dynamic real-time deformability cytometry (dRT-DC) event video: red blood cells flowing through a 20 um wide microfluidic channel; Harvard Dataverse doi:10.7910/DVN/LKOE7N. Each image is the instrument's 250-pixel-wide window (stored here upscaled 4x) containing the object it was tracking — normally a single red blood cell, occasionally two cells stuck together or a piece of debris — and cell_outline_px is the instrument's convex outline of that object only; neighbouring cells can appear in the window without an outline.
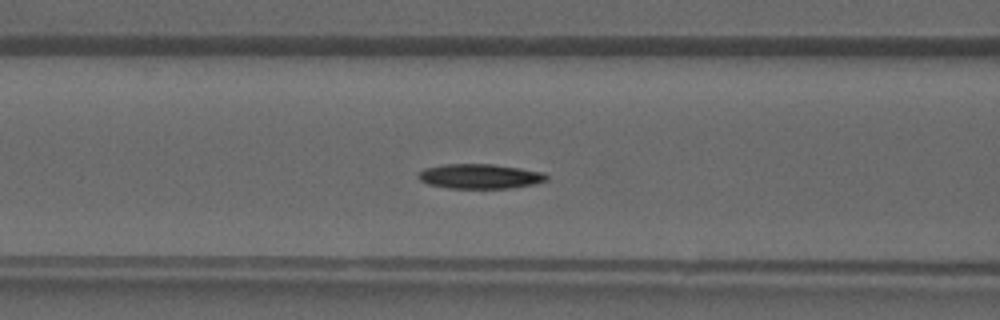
{"species": "common noctule bat (a hibernating species)", "species_latin": "Nyctalus noctula", "temperature_condition": "warm", "stored_images_in_passage": 39, "camera_frame_rate_fps": 3000, "um_per_image_px": 0.085, "animal": {"sex": "male", "forearm_length_mm": 52.5}, "frame": {"image": 1, "passage_image": 15, "time_ms": 4.667, "image_size_px": [1000, 320], "cell_outline_px": [[548, 180], [532, 184], [508, 188], [448, 188], [428, 184], [420, 180], [416, 176], [424, 168], [444, 164], [492, 164], [520, 168], [544, 172], [548, 176]], "centroid_in_image_um": [40.77, 14.98], "position_along_channel_um": 125.8, "area_um2": 18.44}}
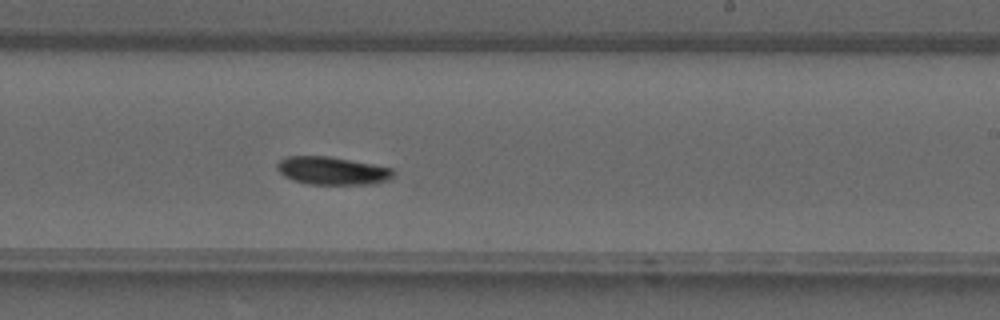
{"frame": {"image": 2, "passage_image": 23, "time_ms": 7.333, "image_size_px": [1000, 320], "cell_outline_px": [[396, 172], [388, 180], [372, 184], [308, 184], [292, 180], [284, 176], [276, 168], [276, 164], [284, 156], [328, 156], [372, 164], [392, 168]], "centroid_in_image_um": [28.22, 14.51], "position_along_channel_um": 260.8, "area_um2": 18.96}}
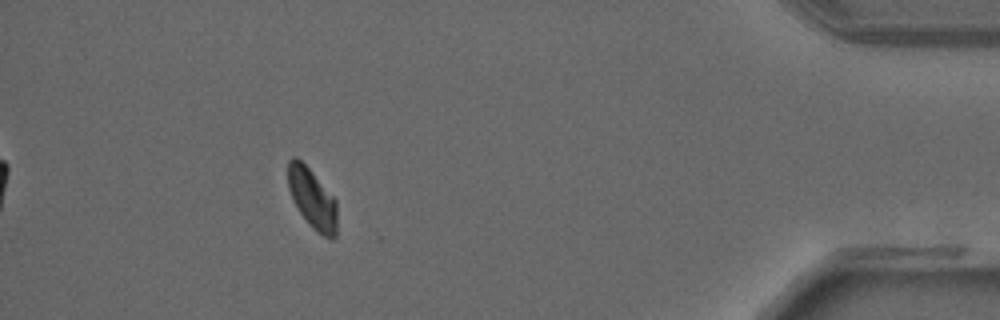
{"frame": {"image": 3, "passage_image": 35, "time_ms": 11.333, "image_size_px": [1000, 320], "cell_outline_px": [[336, 236], [332, 240], [316, 232], [308, 224], [292, 200], [288, 188], [288, 160], [292, 156], [296, 156], [312, 172], [336, 200]], "centroid_in_image_um": [26.52, 16.89], "position_along_channel_um": 408.7, "area_um2": 17.17}}